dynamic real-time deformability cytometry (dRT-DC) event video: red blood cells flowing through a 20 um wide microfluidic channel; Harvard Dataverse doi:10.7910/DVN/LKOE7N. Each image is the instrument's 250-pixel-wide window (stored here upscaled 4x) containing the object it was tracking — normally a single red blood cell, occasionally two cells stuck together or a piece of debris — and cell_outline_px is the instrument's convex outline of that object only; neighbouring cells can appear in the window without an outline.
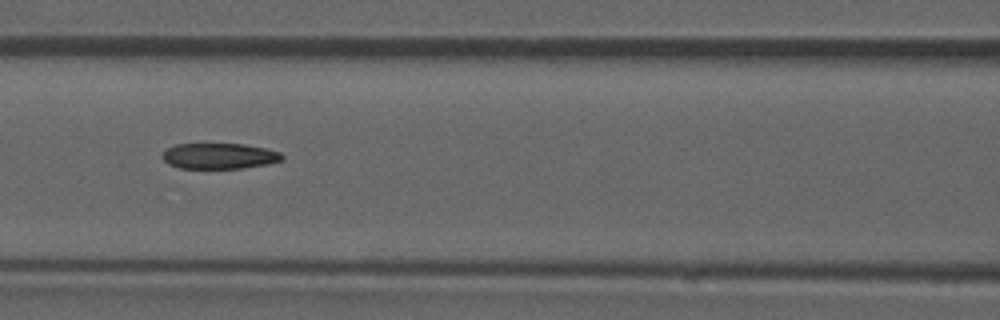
{"species": "common noctule bat (a hibernating species)", "species_latin": "Nyctalus noctula", "temperature_condition": "room temperature", "stored_images_in_passage": 52, "camera_frame_rate_fps": 3000, "um_per_image_px": 0.085, "animal": {"sex": "male", "forearm_length_mm": 52.5}, "frame": {"image": 1, "passage_image": 23, "time_ms": 7.333, "image_size_px": [1000, 320], "cell_outline_px": [[284, 160], [268, 164], [244, 168], [180, 168], [168, 164], [160, 156], [168, 148], [176, 144], [244, 144], [264, 148], [280, 152], [284, 156]], "centroid_in_image_um": [18.66, 13.26], "position_along_channel_um": 147.9, "area_um2": 17.98}, "authors_computed_cell_mechanics": {"area_um2": 19.2185, "velocity_mm_per_s": 3.9436, "shape_relaxation_time_tau1_ms": null, "shape_relaxation_time_tau2_ms": 4.8861, "deformation_change_tau1": null, "deformation_change_tau2": 0.1412}}